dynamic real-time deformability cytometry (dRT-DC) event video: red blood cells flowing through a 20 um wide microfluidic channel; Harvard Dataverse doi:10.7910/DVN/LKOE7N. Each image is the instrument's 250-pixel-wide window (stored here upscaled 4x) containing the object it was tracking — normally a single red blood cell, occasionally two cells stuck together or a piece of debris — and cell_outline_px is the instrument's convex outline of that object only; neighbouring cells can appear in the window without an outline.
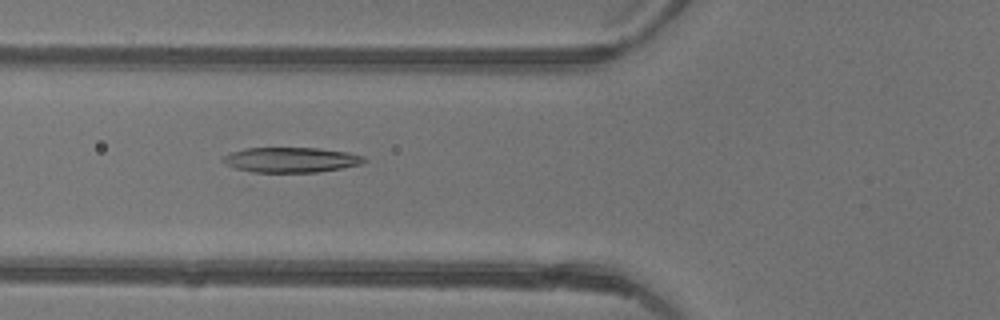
{"species": "common noctule bat (a hibernating species)", "species_latin": "Nyctalus noctula", "temperature_condition": "warm", "stored_images_in_passage": 34, "camera_frame_rate_fps": 3000, "um_per_image_px": 0.085, "animal": {"sex": "female"}, "frame": {"image": 1, "passage_image": 5, "time_ms": 1.333, "image_size_px": [1000, 320], "cell_outline_px": [[368, 160], [360, 164], [340, 168], [316, 172], [252, 172], [236, 168], [220, 160], [224, 156], [232, 152], [244, 148], [316, 148], [348, 152], [364, 156]], "centroid_in_image_um": [24.74, 13.58], "position_along_channel_um": 101.1, "area_um2": 20.46}}
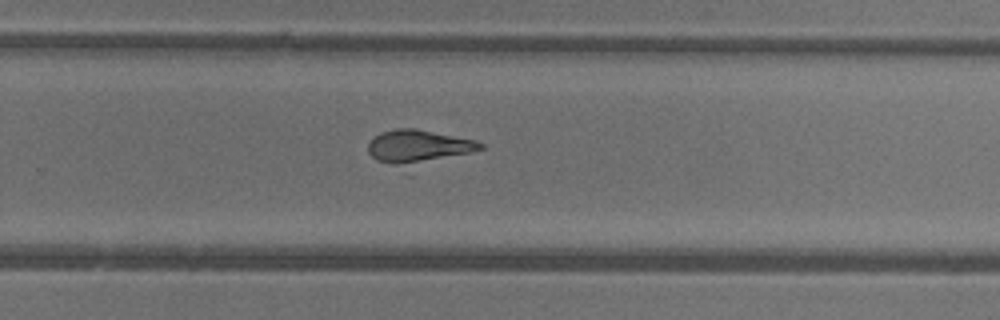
{"frame": {"image": 2, "passage_image": 18, "time_ms": 5.667, "image_size_px": [1000, 320], "cell_outline_px": [[484, 148], [472, 152], [396, 164], [392, 164], [376, 160], [368, 152], [368, 144], [380, 132], [396, 128], [416, 128], [476, 140], [484, 144]], "centroid_in_image_um": [35.54, 12.37], "position_along_channel_um": 294.3, "area_um2": 20.46}}
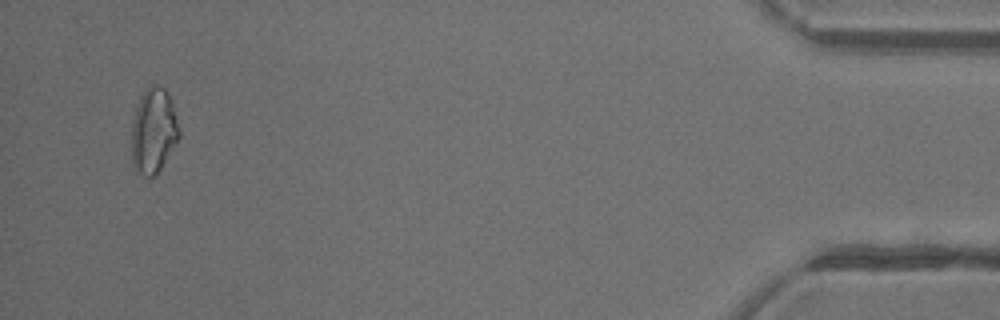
{"frame": {"image": 3, "passage_image": 32, "time_ms": 10.333, "image_size_px": [1000, 320], "cell_outline_px": [[180, 136], [156, 176], [148, 180], [136, 172], [132, 164], [132, 120], [136, 104], [144, 88], [152, 84], [156, 84], [164, 88], [168, 92], [180, 128]], "centroid_in_image_um": [13.03, 11.13], "position_along_channel_um": 422.2, "area_um2": 24.16}, "authors_computed_cell_mechanics": {"area_um2": 20.7791, "velocity_mm_per_s": 4.4443, "shape_relaxation_time_tau1_ms": 1.6849, "shape_relaxation_time_tau2_ms": 1.4374, "deformation_change_tau1": 0.132, "deformation_change_tau2": 0.1113}}